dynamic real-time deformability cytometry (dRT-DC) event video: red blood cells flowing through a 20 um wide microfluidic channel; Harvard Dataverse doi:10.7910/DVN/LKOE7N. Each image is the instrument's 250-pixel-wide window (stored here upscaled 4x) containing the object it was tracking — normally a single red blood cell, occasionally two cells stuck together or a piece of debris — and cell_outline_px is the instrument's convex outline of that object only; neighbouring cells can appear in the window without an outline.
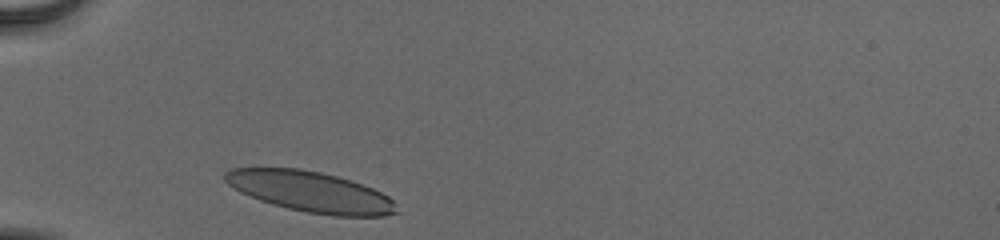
{"species": "human", "species_latin": "Homo sapiens", "temperature_condition": "cold", "stored_images_in_passage": 29, "camera_frame_rate_fps": 3000, "um_per_image_px": 0.085, "donor": {"sex": "male"}, "frame": {"image": 1, "passage_image": 1, "time_ms": 0.0, "image_size_px": [1000, 240], "cell_outline_px": [[400, 212], [384, 216], [332, 216], [308, 212], [288, 208], [272, 204], [260, 200], [240, 192], [228, 184], [224, 180], [224, 172], [232, 168], [300, 168], [320, 172], [336, 176], [372, 188], [388, 196], [392, 200]], "centroid_in_image_um": [26.38, 16.3], "position_along_channel_um": 58.6, "area_um2": 40.34}}
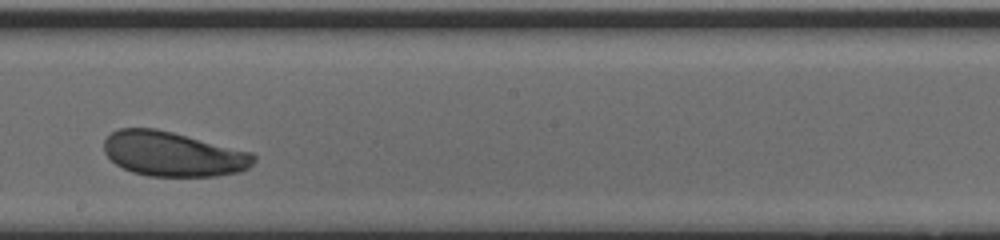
{"frame": {"image": 2, "passage_image": 16, "time_ms": 5.0, "image_size_px": [1000, 240], "cell_outline_px": [[256, 160], [248, 168], [240, 172], [216, 176], [148, 176], [132, 172], [116, 164], [104, 152], [104, 140], [112, 132], [120, 128], [156, 128], [252, 152], [256, 156]], "centroid_in_image_um": [14.72, 13.09], "position_along_channel_um": 233.5, "area_um2": 38.96}}
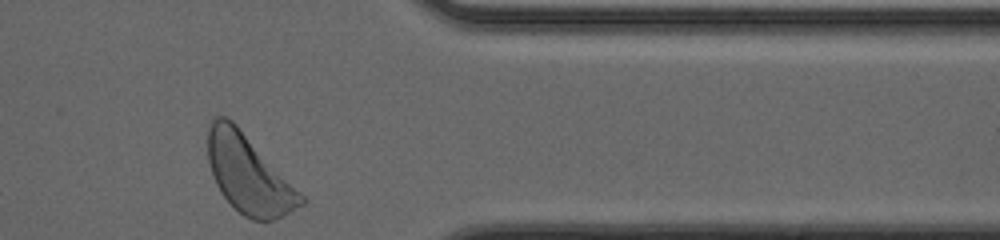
{"frame": {"image": 3, "passage_image": 29, "time_ms": 9.333, "image_size_px": [1000, 240], "cell_outline_px": [[308, 200], [304, 204], [284, 216], [272, 220], [252, 220], [244, 216], [220, 192], [216, 184], [208, 160], [208, 128], [212, 116], [224, 116], [232, 120], [236, 124]], "centroid_in_image_um": [21.14, 14.81], "position_along_channel_um": 390.3, "area_um2": 42.02}, "authors_computed_cell_mechanics": {"area_um2": 39.4774, "velocity_mm_per_s": 3.817, "shape_relaxation_time_tau1_ms": 2.8412, "shape_relaxation_time_tau2_ms": null, "deformation_change_tau1": 0.1018, "deformation_change_tau2": null}}